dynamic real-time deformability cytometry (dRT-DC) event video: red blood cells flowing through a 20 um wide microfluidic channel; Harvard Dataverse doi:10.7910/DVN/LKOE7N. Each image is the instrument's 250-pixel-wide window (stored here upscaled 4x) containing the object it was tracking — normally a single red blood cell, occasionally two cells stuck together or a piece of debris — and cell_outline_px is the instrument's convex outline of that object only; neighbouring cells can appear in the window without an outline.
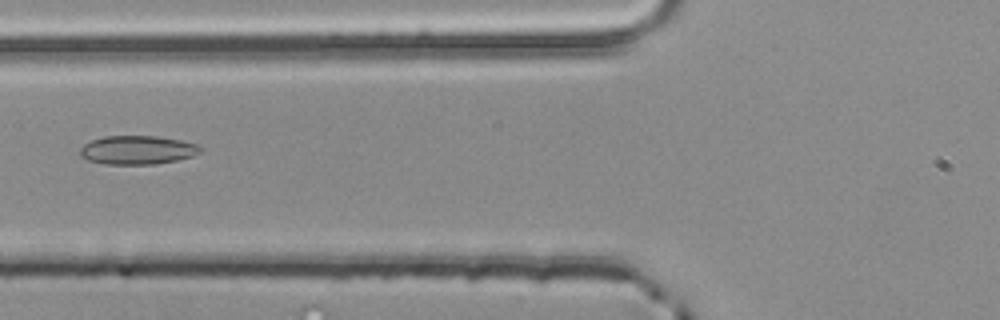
{"species": "common noctule bat (a hibernating species)", "species_latin": "Nyctalus noctula", "temperature_condition": "room temperature", "stored_images_in_passage": 4, "camera_frame_rate_fps": 3000, "um_per_image_px": 0.085, "animal": {"sex": "male", "body_mass_g": 20.4}, "frame": {"image": 1, "passage_image": 4, "time_ms": 1.0, "image_size_px": [1000, 320], "cell_outline_px": [[204, 148], [200, 152], [192, 156], [176, 160], [156, 164], [104, 164], [88, 160], [80, 156], [80, 148], [84, 144], [92, 140], [104, 136], [156, 136], [180, 140], [200, 144]], "centroid_in_image_um": [11.7, 12.75], "position_along_channel_um": 114.1, "area_um2": 20.23}}